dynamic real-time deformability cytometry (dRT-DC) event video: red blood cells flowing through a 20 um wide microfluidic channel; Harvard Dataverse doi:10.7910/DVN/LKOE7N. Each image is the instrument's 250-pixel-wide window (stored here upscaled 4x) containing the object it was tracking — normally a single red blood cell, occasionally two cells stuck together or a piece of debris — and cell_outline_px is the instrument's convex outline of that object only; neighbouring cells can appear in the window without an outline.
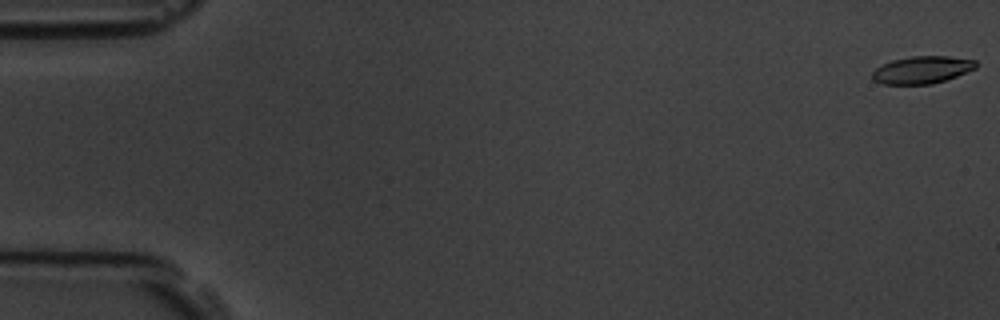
{"species": "common noctule bat (a hibernating species)", "species_latin": "Nyctalus noctula", "temperature_condition": "room temperature", "stored_images_in_passage": 5, "camera_frame_rate_fps": 3000, "um_per_image_px": 0.085, "animal": {"sex": "male", "body_mass_g": 19.5, "forearm_length_mm": 54.6}, "frame": {"image": 1, "passage_image": 1, "time_ms": 0.0, "image_size_px": [1000, 320], "cell_outline_px": [[976, 68], [956, 76], [932, 84], [884, 84], [872, 80], [872, 72], [876, 68], [892, 60], [912, 56], [948, 56], [976, 60]], "centroid_in_image_um": [78.36, 5.93], "position_along_channel_um": 6.6, "area_um2": 16.42}}
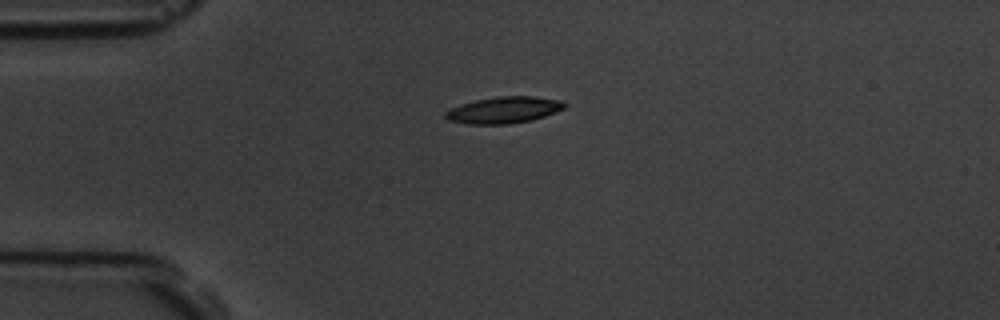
{"frame": {"image": 2, "passage_image": 4, "time_ms": 4.333, "image_size_px": [1000, 320], "cell_outline_px": [[568, 104], [564, 108], [556, 112], [532, 120], [508, 124], [468, 124], [448, 120], [444, 116], [444, 112], [460, 104], [476, 100], [496, 96], [536, 96], [560, 100]], "centroid_in_image_um": [42.84, 9.34], "position_along_channel_um": 42.2, "area_um2": 18.5}}